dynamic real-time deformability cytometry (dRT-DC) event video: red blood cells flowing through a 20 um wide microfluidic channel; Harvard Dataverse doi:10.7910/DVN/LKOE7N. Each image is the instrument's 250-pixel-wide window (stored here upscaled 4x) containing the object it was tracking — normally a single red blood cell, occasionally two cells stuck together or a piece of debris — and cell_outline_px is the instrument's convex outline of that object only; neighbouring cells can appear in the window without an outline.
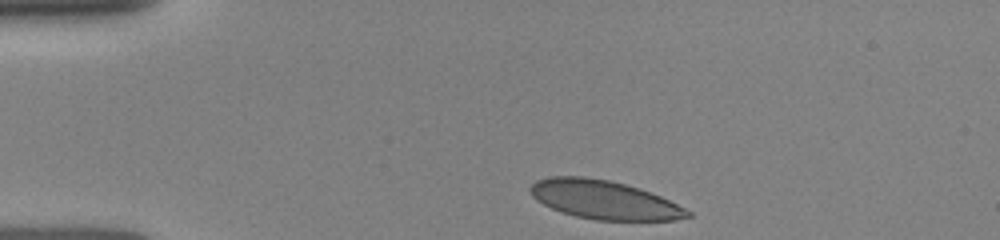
{"species": "human", "species_latin": "Homo sapiens", "temperature_condition": "room temperature", "stored_images_in_passage": 24, "camera_frame_rate_fps": 3000, "um_per_image_px": 0.085, "donor": {"sex": "female"}, "frame": {"image": 1, "passage_image": 1, "time_ms": 0.0, "image_size_px": [1000, 240], "cell_outline_px": [[692, 216], [676, 220], [596, 220], [576, 216], [552, 208], [536, 200], [532, 196], [528, 188], [536, 180], [548, 176], [584, 176], [608, 180], [640, 188], [660, 196], [692, 212]], "centroid_in_image_um": [51.33, 16.97], "position_along_channel_um": 33.7, "area_um2": 35.32}}
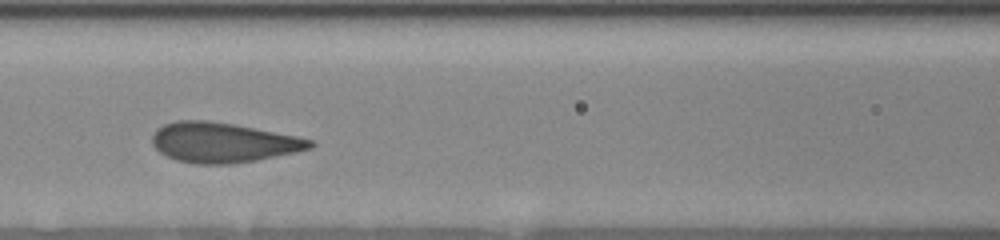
{"frame": {"image": 2, "passage_image": 14, "time_ms": 4.0, "image_size_px": [1000, 240], "cell_outline_px": [[316, 144], [312, 148], [296, 152], [256, 160], [232, 164], [196, 164], [176, 160], [160, 152], [152, 144], [152, 136], [156, 128], [164, 124], [176, 120], [208, 120], [232, 124], [296, 136], [312, 140]], "centroid_in_image_um": [18.93, 12.11], "position_along_channel_um": 147.7, "area_um2": 36.65}}
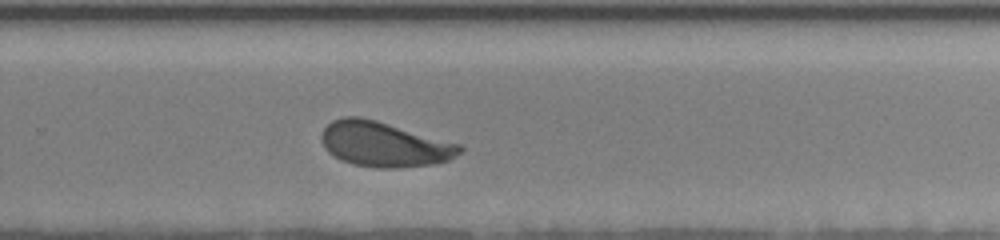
{"frame": {"image": 3, "passage_image": 24, "time_ms": 7.667, "image_size_px": [1000, 240], "cell_outline_px": [[464, 148], [460, 152], [448, 160], [436, 164], [400, 168], [376, 168], [352, 164], [340, 160], [328, 152], [324, 148], [320, 136], [324, 128], [332, 120], [344, 116], [360, 116], [376, 120], [460, 144]], "centroid_in_image_um": [32.62, 12.27], "position_along_channel_um": 297.2, "area_um2": 36.41}}